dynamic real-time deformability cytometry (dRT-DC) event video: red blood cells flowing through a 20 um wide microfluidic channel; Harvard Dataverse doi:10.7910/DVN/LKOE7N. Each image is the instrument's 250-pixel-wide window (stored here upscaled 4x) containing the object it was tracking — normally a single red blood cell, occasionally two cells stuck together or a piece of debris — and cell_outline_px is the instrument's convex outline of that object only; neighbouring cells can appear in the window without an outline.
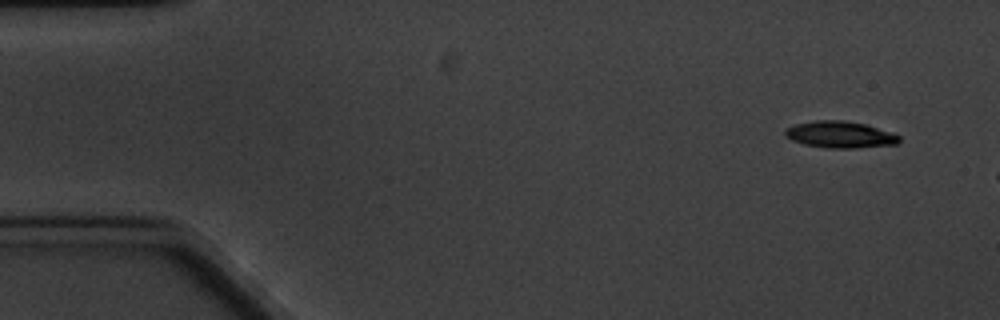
{"species": "common noctule bat (a hibernating species)", "species_latin": "Nyctalus noctula", "temperature_condition": "cold", "stored_images_in_passage": 3, "camera_frame_rate_fps": 3000, "um_per_image_px": 0.085, "animal": {"sex": "male", "body_mass_g": 20.1, "forearm_length_mm": 53.5}, "frame": {"image": 1, "passage_image": 1, "time_ms": 0.0, "image_size_px": [1000, 320], "cell_outline_px": [[900, 140], [896, 144], [856, 148], [828, 148], [804, 144], [792, 140], [784, 136], [784, 132], [788, 128], [796, 124], [816, 120], [844, 120], [864, 124], [892, 132], [900, 136]], "centroid_in_image_um": [71.41, 11.44], "position_along_channel_um": 13.6, "area_um2": 17.63}}